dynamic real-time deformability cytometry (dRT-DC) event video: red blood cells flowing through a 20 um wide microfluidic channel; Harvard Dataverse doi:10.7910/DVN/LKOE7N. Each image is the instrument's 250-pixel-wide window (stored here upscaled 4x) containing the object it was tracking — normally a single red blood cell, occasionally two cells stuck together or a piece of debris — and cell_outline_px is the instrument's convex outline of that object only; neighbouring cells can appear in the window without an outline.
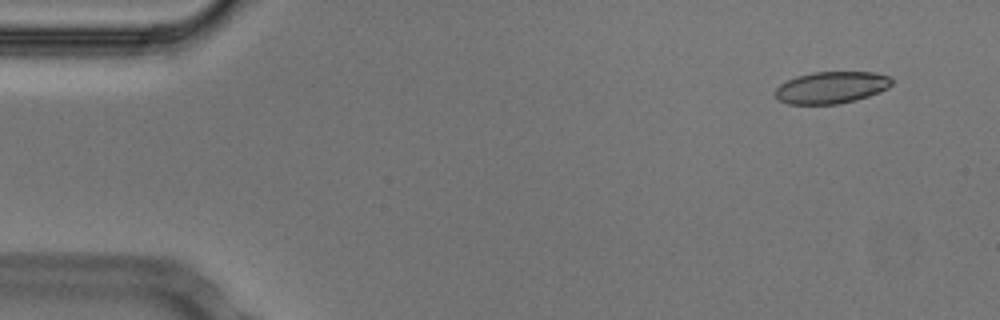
{"species": "Egyptian fruit bat (a non-hibernating species)", "species_latin": "Rousettus aegyptiacus", "temperature_condition": "cold", "stored_images_in_passage": 53, "camera_frame_rate_fps": 3000, "um_per_image_px": 0.085, "animal": {"sex": "male"}, "frame": {"image": 1, "passage_image": 4, "time_ms": 1.0, "image_size_px": [1000, 320], "cell_outline_px": [[892, 84], [888, 88], [868, 96], [856, 100], [836, 104], [788, 104], [780, 100], [772, 92], [780, 84], [796, 76], [812, 72], [872, 72], [892, 76]], "centroid_in_image_um": [70.66, 7.43], "position_along_channel_um": 14.3, "area_um2": 21.73}}
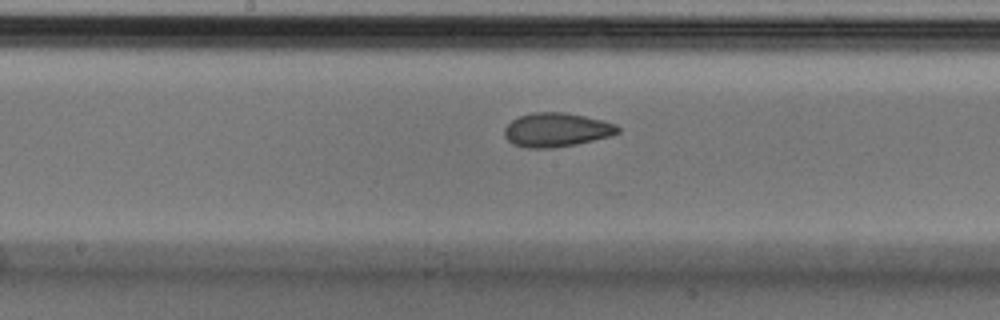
{"frame": {"image": 2, "passage_image": 27, "time_ms": 8.667, "image_size_px": [1000, 320], "cell_outline_px": [[620, 132], [612, 136], [576, 144], [552, 148], [524, 148], [512, 144], [504, 136], [504, 128], [512, 120], [520, 116], [532, 112], [564, 112], [584, 116], [616, 124], [620, 128]], "centroid_in_image_um": [47.29, 11.04], "position_along_channel_um": 200.9, "area_um2": 22.54}}
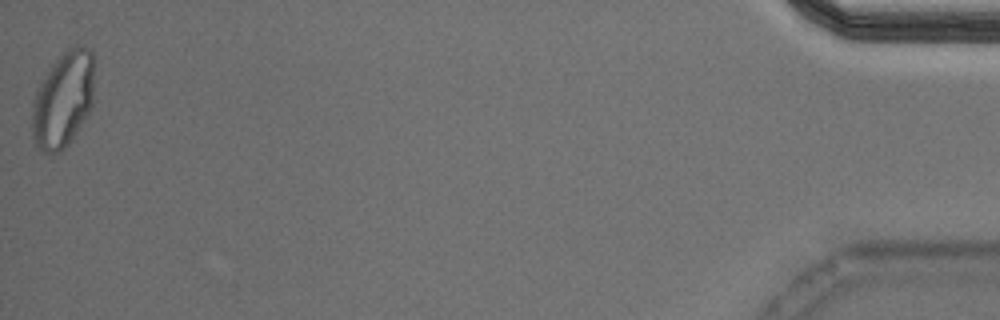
{"frame": {"image": 3, "passage_image": 53, "time_ms": 17.333, "image_size_px": [1000, 320], "cell_outline_px": [[96, 56], [92, 104], [84, 120], [68, 144], [60, 152], [44, 152], [36, 148], [32, 136], [32, 100], [36, 88], [52, 64], [68, 48], [84, 44]], "centroid_in_image_um": [5.38, 8.43], "position_along_channel_um": 429.8, "area_um2": 35.32}, "authors_computed_cell_mechanics": {"area_um2": 22.7732, "velocity_mm_per_s": 3.7464, "shape_relaxation_time_tau1_ms": null, "shape_relaxation_time_tau2_ms": 1.7152, "deformation_change_tau1": null, "deformation_change_tau2": 0.0628}}